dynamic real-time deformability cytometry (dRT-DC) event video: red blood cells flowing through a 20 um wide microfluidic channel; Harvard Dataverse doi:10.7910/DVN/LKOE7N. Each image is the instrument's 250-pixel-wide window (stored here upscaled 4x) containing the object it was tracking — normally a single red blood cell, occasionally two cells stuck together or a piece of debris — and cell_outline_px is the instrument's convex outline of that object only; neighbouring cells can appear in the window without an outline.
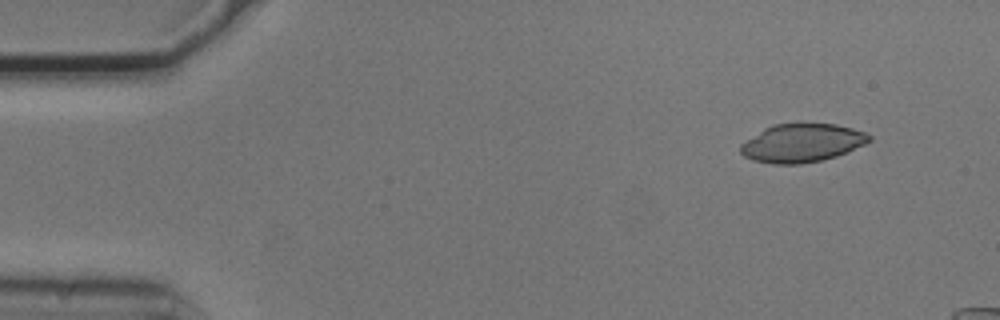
{"species": "common noctule bat (a hibernating species)", "species_latin": "Nyctalus noctula", "temperature_condition": "cold", "stored_images_in_passage": 11, "camera_frame_rate_fps": 3000, "um_per_image_px": 0.085, "animal": {"sex": "male", "body_mass_g": 20.5, "forearm_length_mm": 52.5}, "frame": {"image": 1, "passage_image": 1, "time_ms": 0.0, "image_size_px": [1000, 320], "cell_outline_px": [[872, 140], [848, 152], [836, 156], [820, 160], [800, 164], [772, 164], [752, 160], [744, 156], [740, 152], [740, 144], [764, 128], [772, 124], [800, 120], [836, 124], [852, 128], [864, 132], [872, 136]], "centroid_in_image_um": [68.16, 12.1], "position_along_channel_um": 16.8, "area_um2": 29.65}}